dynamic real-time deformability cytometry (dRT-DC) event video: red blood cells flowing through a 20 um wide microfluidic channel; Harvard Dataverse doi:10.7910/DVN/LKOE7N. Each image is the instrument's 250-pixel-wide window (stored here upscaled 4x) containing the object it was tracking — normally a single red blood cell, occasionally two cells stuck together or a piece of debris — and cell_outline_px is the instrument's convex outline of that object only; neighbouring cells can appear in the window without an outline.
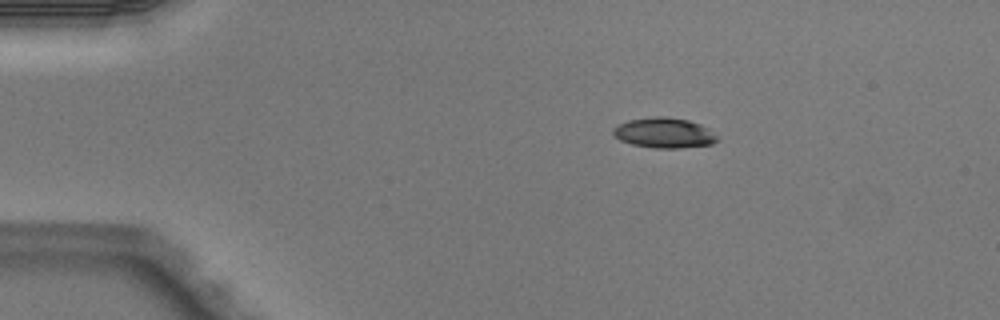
{"species": "Egyptian fruit bat (a non-hibernating species)", "species_latin": "Rousettus aegyptiacus", "temperature_condition": "warm", "stored_images_in_passage": 4, "camera_frame_rate_fps": 3000, "um_per_image_px": 0.085, "animal": {"sex": "male"}, "frame": {"image": 1, "passage_image": 1, "time_ms": 0.0, "image_size_px": [1000, 320], "cell_outline_px": [[720, 140], [712, 144], [680, 148], [656, 148], [632, 144], [620, 140], [612, 132], [612, 128], [616, 124], [628, 120], [652, 116], [664, 116], [688, 120], [700, 124], [708, 128]], "centroid_in_image_um": [56.44, 11.28], "position_along_channel_um": 28.6, "area_um2": 18.44}}
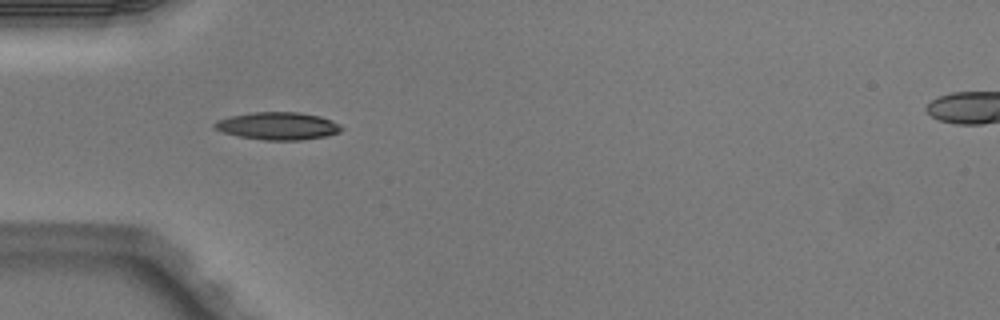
{"frame": {"image": 2, "passage_image": 3, "time_ms": 0.667, "image_size_px": [1000, 320], "cell_outline_px": [[344, 128], [340, 132], [324, 136], [300, 140], [264, 140], [240, 136], [224, 132], [212, 128], [212, 124], [216, 120], [232, 116], [252, 112], [300, 112], [320, 116], [332, 120]], "centroid_in_image_um": [23.61, 10.7], "position_along_channel_um": 61.4, "area_um2": 20.35}}